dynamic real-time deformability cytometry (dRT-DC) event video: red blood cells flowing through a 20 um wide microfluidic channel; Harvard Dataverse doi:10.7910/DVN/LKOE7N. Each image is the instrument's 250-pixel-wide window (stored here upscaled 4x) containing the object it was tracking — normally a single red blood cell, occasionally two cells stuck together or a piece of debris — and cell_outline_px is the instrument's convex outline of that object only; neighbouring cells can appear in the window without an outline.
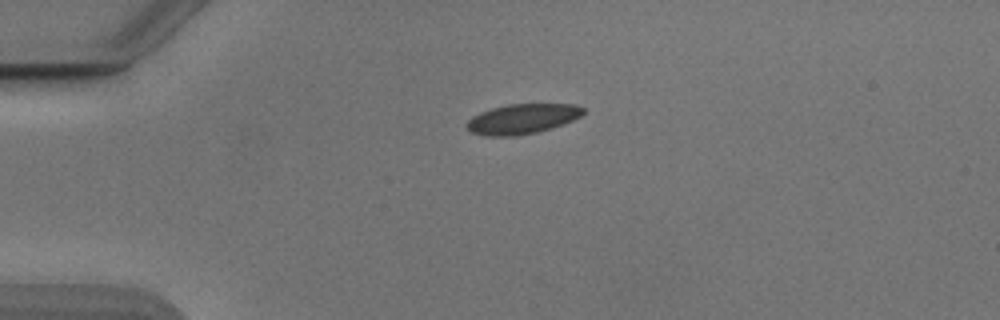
{"species": "Egyptian fruit bat (a non-hibernating species)", "species_latin": "Rousettus aegyptiacus", "temperature_condition": "cold", "stored_images_in_passage": 30, "camera_frame_rate_fps": 3000, "um_per_image_px": 0.085, "animal": {"sex": "male"}, "frame": {"image": 1, "passage_image": 1, "time_ms": 0.0, "image_size_px": [1000, 320], "cell_outline_px": [[584, 112], [580, 116], [564, 124], [552, 128], [536, 132], [516, 136], [484, 136], [472, 132], [464, 124], [472, 116], [480, 112], [492, 108], [508, 104], [576, 104], [584, 108]], "centroid_in_image_um": [44.38, 10.1], "position_along_channel_um": 40.6, "area_um2": 20.4}}
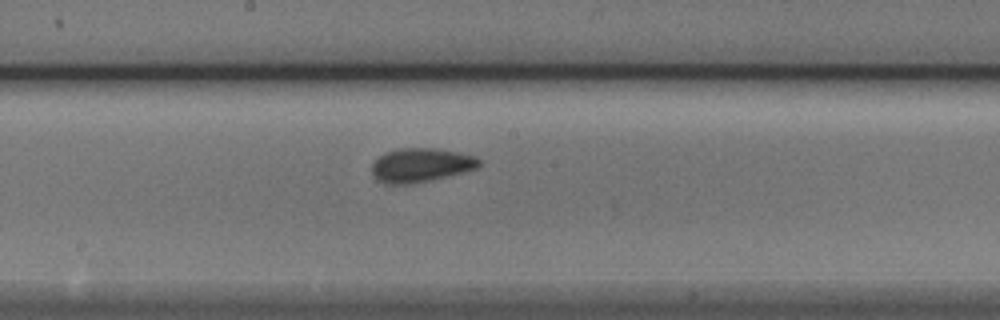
{"frame": {"image": 2, "passage_image": 17, "time_ms": 5.333, "image_size_px": [1000, 320], "cell_outline_px": [[480, 164], [476, 168], [464, 172], [412, 184], [384, 184], [376, 180], [372, 172], [372, 164], [384, 152], [396, 148], [436, 148], [476, 156], [480, 160]], "centroid_in_image_um": [35.74, 14.03], "position_along_channel_um": 212.5, "area_um2": 21.27}}
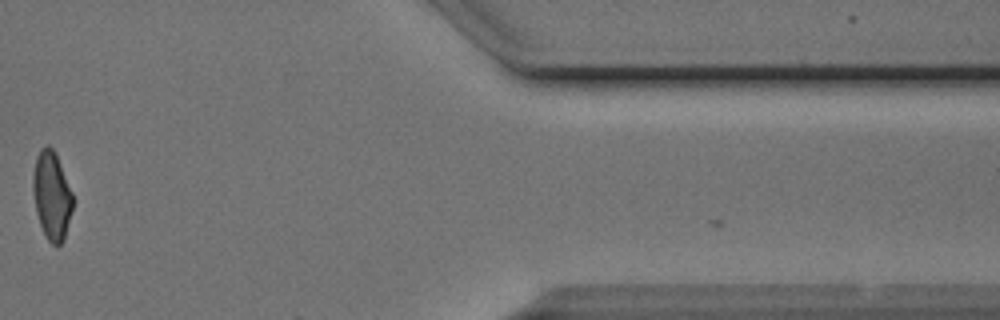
{"frame": {"image": 3, "passage_image": 29, "time_ms": 9.333, "image_size_px": [1000, 320], "cell_outline_px": [[72, 208], [64, 240], [56, 248], [48, 240], [40, 224], [36, 212], [32, 192], [32, 176], [36, 156], [40, 148], [48, 144], [52, 148], [56, 156], [72, 192]], "centroid_in_image_um": [4.37, 16.63], "position_along_channel_um": 407.0, "area_um2": 20.35}}